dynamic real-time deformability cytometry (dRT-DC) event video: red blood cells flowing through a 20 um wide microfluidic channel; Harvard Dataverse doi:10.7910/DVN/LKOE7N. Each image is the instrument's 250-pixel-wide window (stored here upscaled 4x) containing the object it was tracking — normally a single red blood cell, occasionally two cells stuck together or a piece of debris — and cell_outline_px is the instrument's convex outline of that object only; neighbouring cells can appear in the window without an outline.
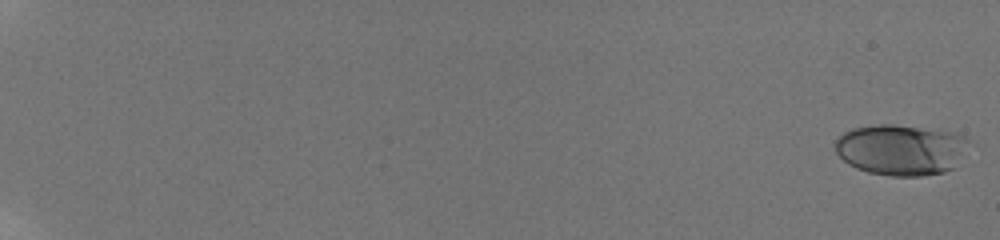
{"species": "human", "species_latin": "Homo sapiens", "temperature_condition": "room temperature", "stored_images_in_passage": 58, "camera_frame_rate_fps": 3000, "um_per_image_px": 0.085, "donor": {"sex": "male"}, "frame": {"image": 1, "passage_image": 1, "time_ms": 0.0, "image_size_px": [1000, 240], "cell_outline_px": [[968, 140], [952, 168], [944, 172], [920, 176], [892, 176], [868, 172], [856, 168], [848, 164], [836, 152], [836, 140], [844, 132], [852, 128], [872, 124], [892, 124], [956, 132], [964, 136]], "centroid_in_image_um": [76.52, 12.71], "position_along_channel_um": 8.5, "area_um2": 39.19}}
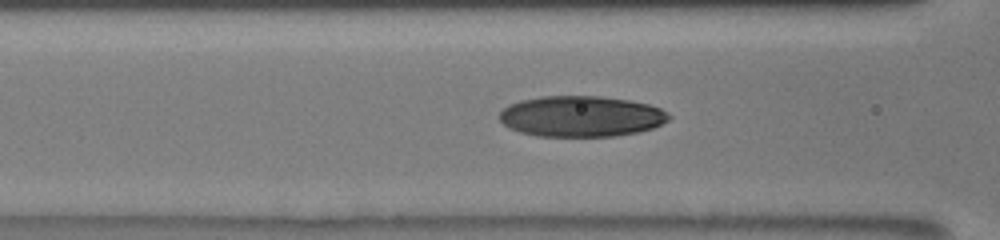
{"frame": {"image": 2, "passage_image": 29, "time_ms": 9.333, "image_size_px": [1000, 240], "cell_outline_px": [[672, 116], [668, 120], [652, 128], [636, 132], [616, 136], [536, 136], [520, 132], [508, 128], [500, 120], [500, 112], [508, 104], [520, 100], [540, 96], [600, 96], [628, 100], [648, 104], [660, 108], [668, 112]], "centroid_in_image_um": [49.38, 9.88], "position_along_channel_um": 117.2, "area_um2": 40.4}}
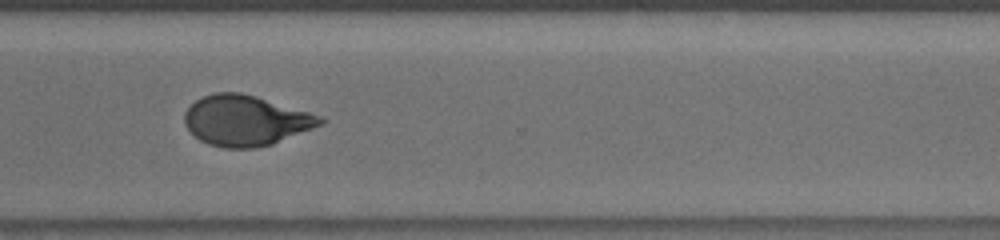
{"frame": {"image": 3, "passage_image": 47, "time_ms": 15.333, "image_size_px": [1000, 240], "cell_outline_px": [[328, 120], [324, 124], [272, 144], [256, 148], [224, 148], [208, 144], [200, 140], [184, 124], [184, 112], [196, 100], [204, 96], [216, 92], [240, 92], [256, 96], [324, 116]], "centroid_in_image_um": [20.93, 10.24], "position_along_channel_um": 349.7, "area_um2": 40.0}, "authors_computed_cell_mechanics": {"area_um2": 38.726, "velocity_mm_per_s": 3.8834, "shape_relaxation_time_tau1_ms": 5.5932, "shape_relaxation_time_tau2_ms": 1.3453, "deformation_change_tau1": 0.1978, "deformation_change_tau2": 0.0664}}